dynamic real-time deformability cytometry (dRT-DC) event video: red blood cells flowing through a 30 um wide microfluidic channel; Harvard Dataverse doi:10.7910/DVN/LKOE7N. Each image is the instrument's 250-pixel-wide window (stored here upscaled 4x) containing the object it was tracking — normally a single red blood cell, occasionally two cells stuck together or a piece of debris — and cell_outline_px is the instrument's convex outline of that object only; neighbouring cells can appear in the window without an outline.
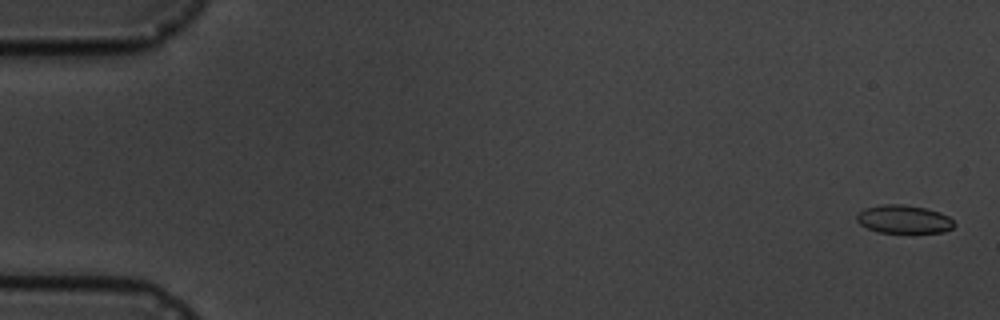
{"species": "common noctule bat (a hibernating species)", "species_latin": "Nyctalus noctula", "temperature_condition": "cold", "stored_images_in_passage": 17, "camera_frame_rate_fps": 3000, "um_per_image_px": 0.085, "animal": {"sex": "male", "body_mass_g": 19.5, "forearm_length_mm": 54.6}, "frame": {"image": 1, "passage_image": 1, "time_ms": 0.0, "image_size_px": [1000, 320], "cell_outline_px": [[956, 224], [952, 228], [944, 232], [876, 232], [860, 224], [856, 220], [856, 216], [864, 208], [880, 204], [904, 204], [924, 208], [940, 212], [948, 216]], "centroid_in_image_um": [76.81, 18.63], "position_along_channel_um": 8.2, "area_um2": 16.01}}
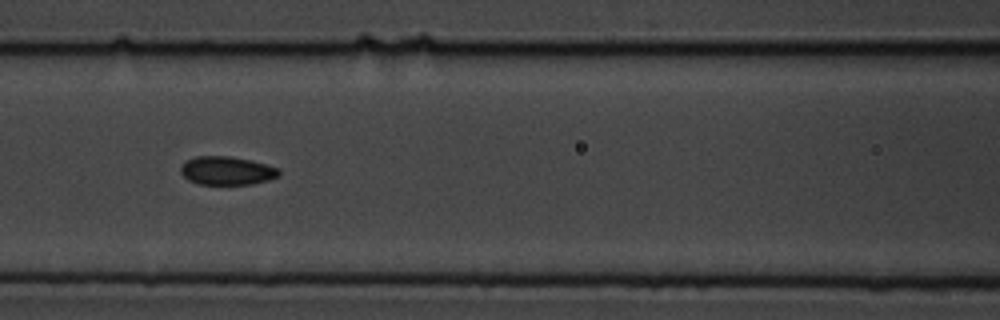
{"frame": {"image": 2, "passage_image": 8, "time_ms": 8.0, "image_size_px": [1000, 320], "cell_outline_px": [[280, 176], [268, 180], [252, 184], [200, 184], [188, 180], [180, 172], [180, 168], [188, 160], [196, 156], [228, 156], [252, 160], [280, 168]], "centroid_in_image_um": [19.32, 14.51], "position_along_channel_um": 147.3, "area_um2": 16.3}}
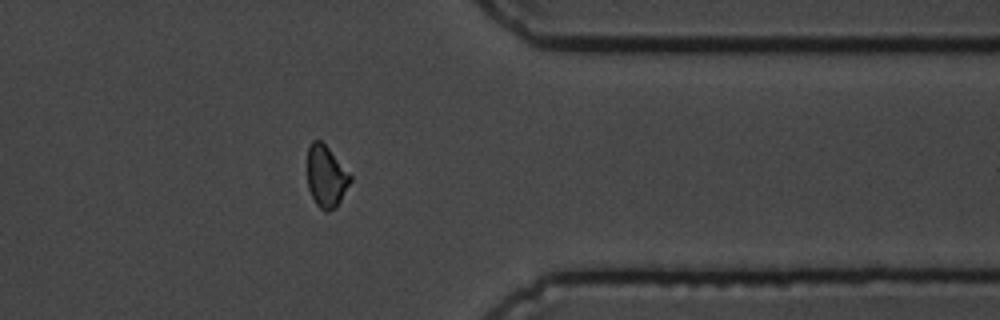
{"frame": {"image": 3, "passage_image": 14, "time_ms": 15.0, "image_size_px": [1000, 320], "cell_outline_px": [[352, 180], [340, 200], [328, 212], [324, 212], [316, 204], [308, 188], [308, 148], [312, 140], [320, 140], [328, 148], [352, 176]], "centroid_in_image_um": [27.71, 14.99], "position_along_channel_um": 383.7, "area_um2": 15.14}, "authors_computed_cell_mechanics": {"area_um2": 16.184, "velocity_mm_per_s": 3.5346, "shape_relaxation_time_tau1_ms": null, "shape_relaxation_time_tau2_ms": 2.4846, "deformation_change_tau1": null, "deformation_change_tau2": 0.0615}}